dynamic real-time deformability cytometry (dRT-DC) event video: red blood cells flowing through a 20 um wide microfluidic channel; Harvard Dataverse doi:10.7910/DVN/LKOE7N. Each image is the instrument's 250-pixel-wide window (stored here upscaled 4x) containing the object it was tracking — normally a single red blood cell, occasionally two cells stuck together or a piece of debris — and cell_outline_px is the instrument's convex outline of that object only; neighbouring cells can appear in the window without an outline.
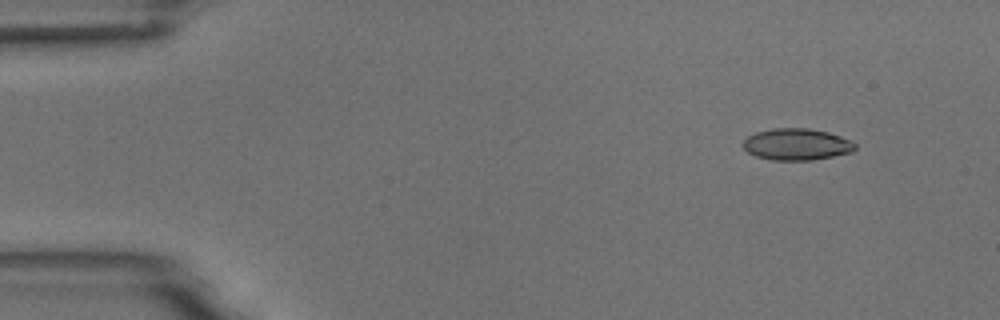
{"species": "common noctule bat (a hibernating species)", "species_latin": "Nyctalus noctula", "temperature_condition": "room temperature", "stored_images_in_passage": 6, "segment_of_instrument_passage": [1, 2], "camera_frame_rate_fps": 3000, "um_per_image_px": 0.085, "animal": {"sex": "male", "body_mass_g": 18.8}, "frame": {"image": 1, "passage_image": 2, "time_ms": 1.333, "image_size_px": [1000, 320], "cell_outline_px": [[856, 148], [852, 152], [812, 160], [772, 160], [756, 156], [748, 152], [744, 148], [744, 140], [748, 136], [756, 132], [772, 128], [808, 128], [828, 132], [840, 136], [856, 144]], "centroid_in_image_um": [67.71, 12.26], "position_along_channel_um": 17.3, "area_um2": 20.52}}